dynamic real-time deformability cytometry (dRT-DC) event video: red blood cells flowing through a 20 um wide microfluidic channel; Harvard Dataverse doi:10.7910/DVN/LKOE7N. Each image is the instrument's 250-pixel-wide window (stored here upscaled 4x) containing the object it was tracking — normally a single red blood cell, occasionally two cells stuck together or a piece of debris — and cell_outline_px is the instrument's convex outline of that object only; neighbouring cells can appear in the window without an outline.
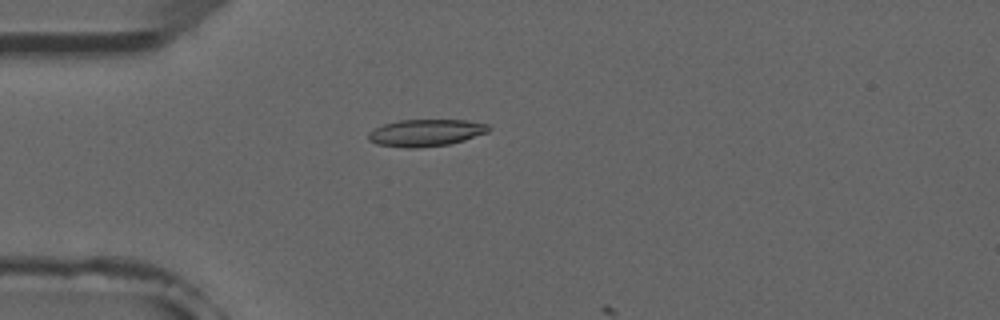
{"species": "common noctule bat (a hibernating species)", "species_latin": "Nyctalus noctula", "temperature_condition": "room temperature", "stored_images_in_passage": 5, "camera_frame_rate_fps": 3000, "um_per_image_px": 0.085, "animal": {"sex": "male", "forearm_length_mm": 52.5}, "frame": {"image": 1, "passage_image": 4, "time_ms": 3.333, "image_size_px": [1000, 320], "cell_outline_px": [[492, 128], [488, 132], [464, 140], [448, 144], [416, 148], [404, 148], [376, 144], [368, 140], [368, 132], [384, 124], [400, 120], [468, 120], [488, 124]], "centroid_in_image_um": [36.2, 11.28], "position_along_channel_um": 48.8, "area_um2": 18.96}}